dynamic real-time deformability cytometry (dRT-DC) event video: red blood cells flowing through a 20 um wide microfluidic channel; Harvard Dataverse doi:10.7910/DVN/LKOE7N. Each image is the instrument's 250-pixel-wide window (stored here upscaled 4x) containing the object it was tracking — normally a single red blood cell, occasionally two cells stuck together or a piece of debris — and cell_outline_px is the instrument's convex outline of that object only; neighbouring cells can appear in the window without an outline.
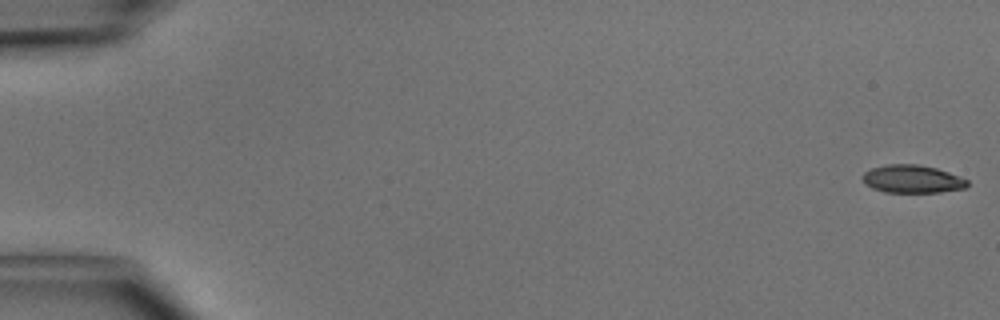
{"species": "common noctule bat (a hibernating species)", "species_latin": "Nyctalus noctula", "temperature_condition": "cold", "stored_images_in_passage": 49, "camera_frame_rate_fps": 3000, "um_per_image_px": 0.085, "animal": {"sex": "male", "body_mass_g": 15.6}, "frame": {"image": 1, "passage_image": 1, "time_ms": 0.0, "image_size_px": [1000, 320], "cell_outline_px": [[968, 184], [960, 188], [932, 192], [892, 192], [876, 188], [868, 184], [864, 180], [864, 176], [868, 172], [876, 168], [900, 164], [932, 168], [968, 180]], "centroid_in_image_um": [77.57, 15.24], "position_along_channel_um": 7.4, "area_um2": 15.37}}
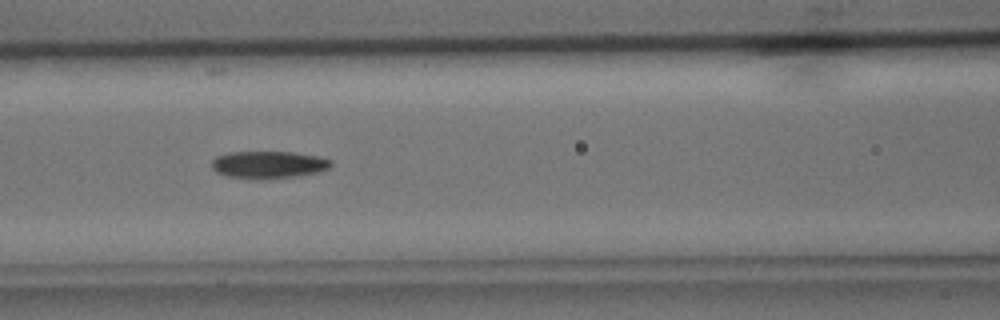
{"frame": {"image": 2, "passage_image": 22, "time_ms": 7.0, "image_size_px": [1000, 320], "cell_outline_px": [[328, 164], [324, 168], [308, 172], [276, 176], [244, 176], [224, 172], [216, 168], [212, 164], [220, 156], [240, 152], [280, 152], [312, 156], [328, 160]], "centroid_in_image_um": [22.8, 13.92], "position_along_channel_um": 143.8, "area_um2": 15.84}}
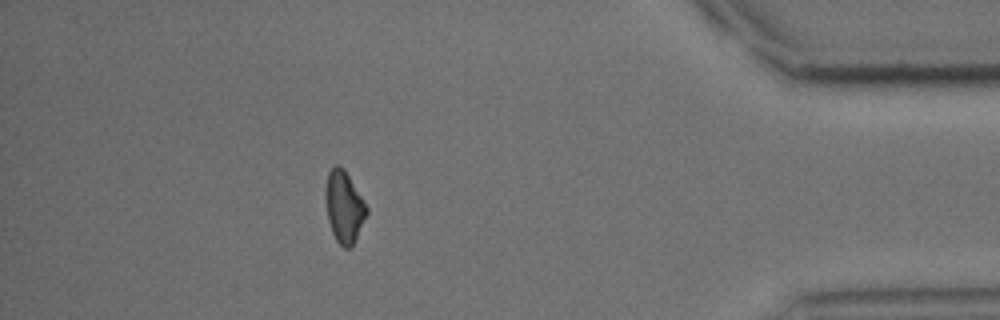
{"frame": {"image": 3, "passage_image": 44, "time_ms": 14.333, "image_size_px": [1000, 320], "cell_outline_px": [[368, 212], [352, 244], [348, 248], [344, 248], [340, 244], [332, 228], [328, 216], [328, 176], [332, 168], [340, 168], [348, 176], [368, 208]], "centroid_in_image_um": [29.31, 17.64], "position_along_channel_um": 405.9, "area_um2": 15.43}, "authors_computed_cell_mechanics": {"area_um2": 15.4326, "velocity_mm_per_s": 4.143, "shape_relaxation_time_tau1_ms": null, "shape_relaxation_time_tau2_ms": 11.2355, "deformation_change_tau1": null, "deformation_change_tau2": 0.2235}}